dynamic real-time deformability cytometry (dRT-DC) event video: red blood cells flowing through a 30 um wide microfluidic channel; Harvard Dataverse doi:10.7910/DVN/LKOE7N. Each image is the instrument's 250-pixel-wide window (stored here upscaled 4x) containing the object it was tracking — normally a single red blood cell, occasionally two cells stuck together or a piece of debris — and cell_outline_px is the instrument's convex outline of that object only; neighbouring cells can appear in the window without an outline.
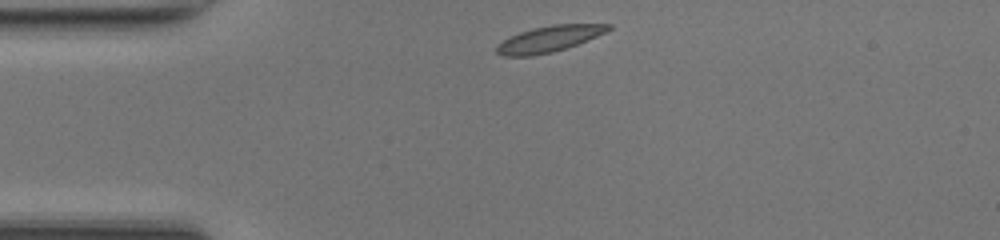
{"species": "common noctule bat (a hibernating species)", "species_latin": "Nyctalus noctula", "temperature_condition": "room temperature", "stored_images_in_passage": 39, "camera_frame_rate_fps": 3000, "um_per_image_px": 0.085, "animal": {"sex": "female", "body_mass_g": 17.0, "forearm_length_mm": 48.0}, "frame": {"image": 1, "passage_image": 1, "time_ms": 0.0, "image_size_px": [1000, 240], "cell_outline_px": [[612, 28], [596, 36], [576, 44], [552, 52], [532, 56], [504, 56], [496, 52], [496, 44], [508, 36], [532, 28], [552, 24], [612, 24]], "centroid_in_image_um": [46.6, 3.3], "position_along_channel_um": 38.4, "area_um2": 16.88}}
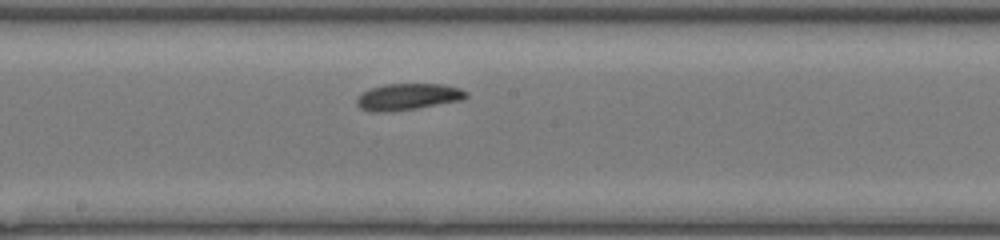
{"frame": {"image": 2, "passage_image": 16, "time_ms": 5.0, "image_size_px": [1000, 240], "cell_outline_px": [[468, 96], [464, 100], [416, 108], [384, 112], [372, 112], [360, 108], [356, 104], [356, 100], [368, 88], [384, 84], [444, 84], [460, 88], [468, 92]], "centroid_in_image_um": [34.7, 8.22], "position_along_channel_um": 213.5, "area_um2": 16.99}}
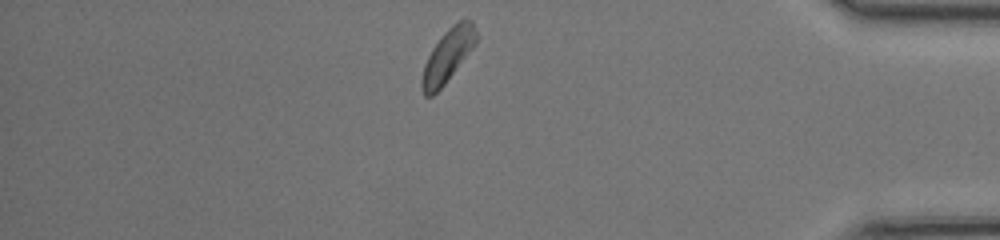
{"frame": {"image": 3, "passage_image": 32, "time_ms": 10.333, "image_size_px": [1000, 240], "cell_outline_px": [[476, 44], [444, 84], [432, 96], [424, 96], [420, 84], [420, 80], [424, 64], [432, 48], [444, 32], [452, 24], [460, 20], [472, 20], [476, 32]], "centroid_in_image_um": [38.03, 4.73], "position_along_channel_um": 397.2, "area_um2": 16.59}, "authors_computed_cell_mechanics": {"area_um2": 16.4152, "velocity_mm_per_s": 4.1492, "shape_relaxation_time_tau1_ms": 2.4859, "shape_relaxation_time_tau2_ms": 4.7488, "deformation_change_tau1": 0.0782, "deformation_change_tau2": 0.123}}